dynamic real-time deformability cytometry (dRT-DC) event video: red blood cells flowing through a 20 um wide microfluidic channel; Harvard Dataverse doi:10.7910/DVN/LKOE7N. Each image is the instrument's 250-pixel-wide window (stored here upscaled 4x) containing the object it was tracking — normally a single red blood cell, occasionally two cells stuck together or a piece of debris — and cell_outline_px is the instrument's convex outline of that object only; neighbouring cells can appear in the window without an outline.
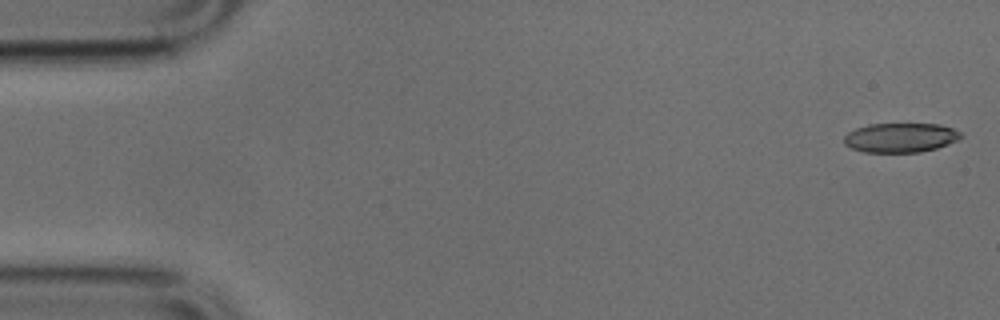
{"species": "common noctule bat (a hibernating species)", "species_latin": "Nyctalus noctula", "temperature_condition": "cold", "stored_images_in_passage": 50, "camera_frame_rate_fps": 3000, "um_per_image_px": 0.085, "animal": {"sex": "male", "body_mass_g": 17.9, "forearm_length_mm": 54.2}, "frame": {"image": 1, "passage_image": 1, "time_ms": 0.0, "image_size_px": [1000, 320], "cell_outline_px": [[964, 136], [948, 144], [936, 148], [920, 152], [864, 152], [852, 148], [844, 144], [844, 136], [848, 132], [856, 128], [868, 124], [940, 124], [952, 128], [960, 132]], "centroid_in_image_um": [76.54, 11.69], "position_along_channel_um": 8.5, "area_um2": 20.0}}
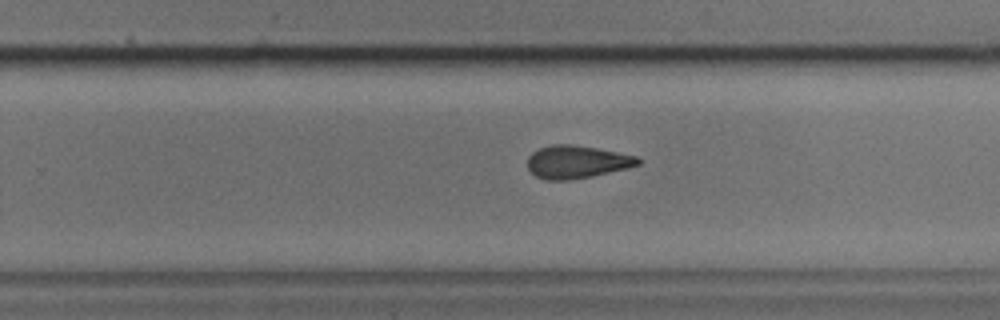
{"frame": {"image": 2, "passage_image": 31, "time_ms": 10.0, "image_size_px": [1000, 320], "cell_outline_px": [[644, 160], [640, 164], [628, 168], [592, 176], [568, 180], [548, 180], [536, 176], [528, 168], [528, 156], [532, 152], [540, 148], [552, 144], [572, 144], [596, 148], [636, 156]], "centroid_in_image_um": [49.04, 13.76], "position_along_channel_um": 280.8, "area_um2": 21.1}}
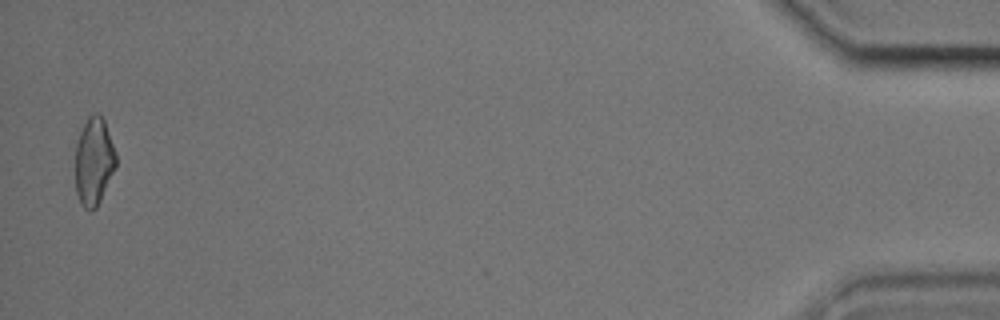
{"frame": {"image": 3, "passage_image": 49, "time_ms": 16.0, "image_size_px": [1000, 320], "cell_outline_px": [[116, 168], [96, 208], [92, 212], [84, 208], [80, 204], [76, 192], [76, 144], [80, 132], [88, 116], [96, 112], [104, 120], [116, 152]], "centroid_in_image_um": [7.98, 13.74], "position_along_channel_um": 427.2, "area_um2": 20.81}}